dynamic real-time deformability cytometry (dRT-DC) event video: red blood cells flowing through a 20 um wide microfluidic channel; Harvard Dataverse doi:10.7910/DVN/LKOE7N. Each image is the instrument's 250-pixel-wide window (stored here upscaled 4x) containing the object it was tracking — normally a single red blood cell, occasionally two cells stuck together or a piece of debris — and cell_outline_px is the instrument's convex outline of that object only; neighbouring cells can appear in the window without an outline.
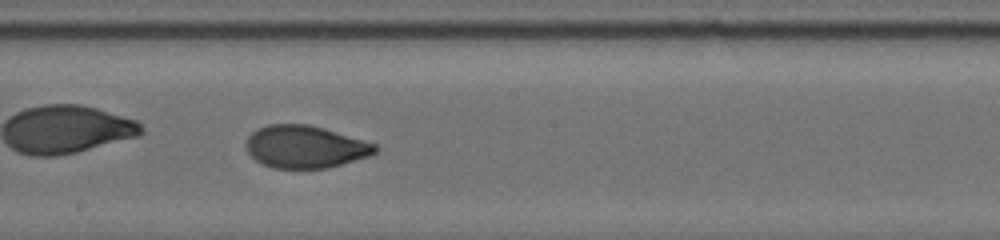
{"species": "human", "species_latin": "Homo sapiens", "temperature_condition": "cold", "stored_images_in_passage": 40, "camera_frame_rate_fps": 3000, "um_per_image_px": 0.085, "donor": {"sex": "male"}, "frame": {"image": 1, "passage_image": 27, "time_ms": 4.667, "image_size_px": [1000, 240], "cell_outline_px": [[380, 148], [376, 152], [368, 156], [328, 168], [272, 168], [256, 160], [248, 152], [248, 136], [252, 132], [268, 124], [308, 124], [324, 128], [376, 144]], "centroid_in_image_um": [25.97, 12.47], "position_along_channel_um": 222.2, "area_um2": 31.62}}
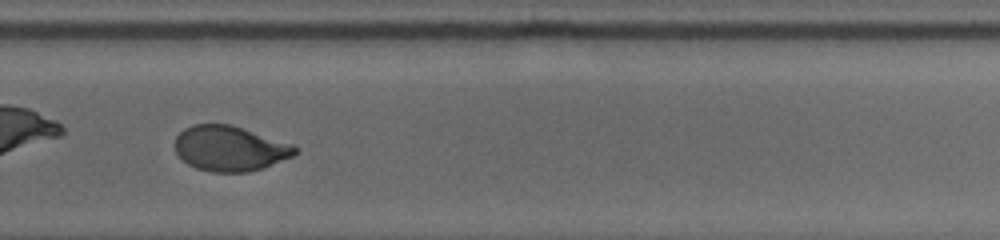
{"frame": {"image": 2, "passage_image": 36, "time_ms": 7.0, "image_size_px": [1000, 240], "cell_outline_px": [[300, 148], [292, 156], [264, 168], [248, 172], [212, 172], [196, 168], [188, 164], [176, 152], [176, 136], [184, 128], [192, 124], [232, 124], [292, 144]], "centroid_in_image_um": [19.55, 12.61], "position_along_channel_um": 310.3, "area_um2": 31.62}}
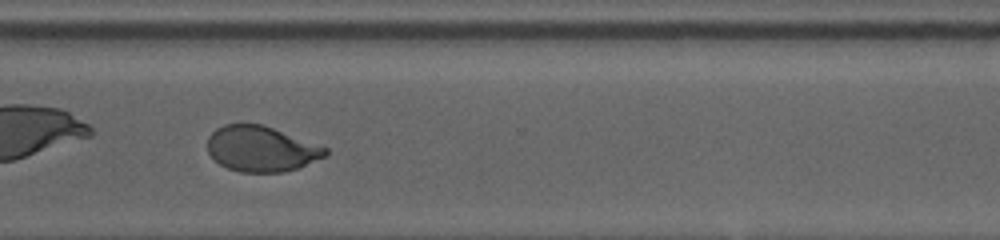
{"frame": {"image": 3, "passage_image": 39, "time_ms": 8.0, "image_size_px": [1000, 240], "cell_outline_px": [[328, 152], [324, 156], [300, 168], [284, 172], [240, 172], [228, 168], [220, 164], [208, 152], [208, 136], [216, 128], [224, 124], [264, 124], [328, 148]], "centroid_in_image_um": [22.21, 12.65], "position_along_channel_um": 348.4, "area_um2": 31.27}}